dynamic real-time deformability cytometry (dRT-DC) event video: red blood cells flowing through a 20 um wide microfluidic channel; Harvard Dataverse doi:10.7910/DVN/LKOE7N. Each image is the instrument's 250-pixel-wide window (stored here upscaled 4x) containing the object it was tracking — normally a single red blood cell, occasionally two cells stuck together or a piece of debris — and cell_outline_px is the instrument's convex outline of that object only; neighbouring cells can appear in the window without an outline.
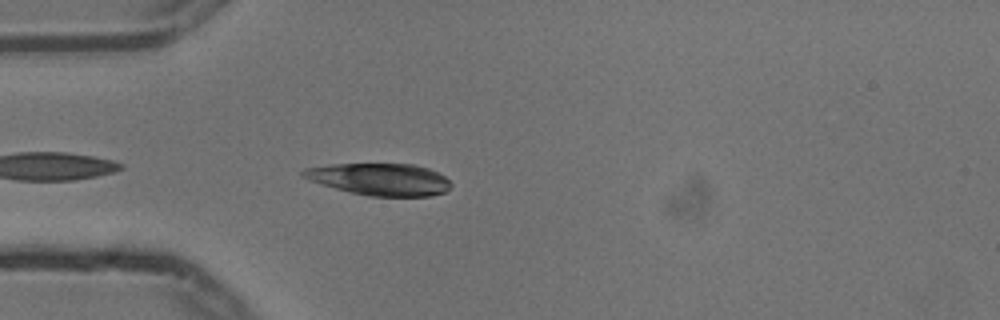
{"species": "common noctule bat (a hibernating species)", "species_latin": "Nyctalus noctula", "temperature_condition": "cold", "stored_images_in_passage": 19, "camera_frame_rate_fps": 3000, "um_per_image_px": 0.085, "animal": {"sex": "male", "body_mass_g": 13.3}, "frame": {"image": 1, "passage_image": 4, "time_ms": 1.0, "image_size_px": [1000, 320], "cell_outline_px": [[452, 184], [444, 192], [428, 196], [368, 196], [320, 184], [308, 180], [300, 176], [300, 172], [304, 168], [328, 164], [416, 164], [428, 168], [444, 176]], "centroid_in_image_um": [32.23, 15.23], "position_along_channel_um": 52.8, "area_um2": 27.57}}
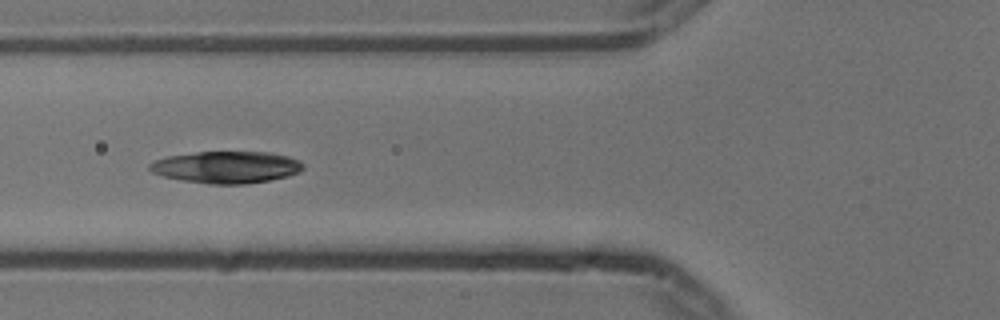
{"frame": {"image": 2, "passage_image": 9, "time_ms": 2.667, "image_size_px": [1000, 320], "cell_outline_px": [[304, 168], [300, 172], [288, 176], [268, 180], [244, 184], [208, 184], [180, 180], [164, 176], [152, 172], [148, 168], [148, 164], [156, 160], [168, 156], [196, 152], [268, 152], [288, 156], [304, 164]], "centroid_in_image_um": [19.24, 14.21], "position_along_channel_um": 106.6, "area_um2": 28.5}}